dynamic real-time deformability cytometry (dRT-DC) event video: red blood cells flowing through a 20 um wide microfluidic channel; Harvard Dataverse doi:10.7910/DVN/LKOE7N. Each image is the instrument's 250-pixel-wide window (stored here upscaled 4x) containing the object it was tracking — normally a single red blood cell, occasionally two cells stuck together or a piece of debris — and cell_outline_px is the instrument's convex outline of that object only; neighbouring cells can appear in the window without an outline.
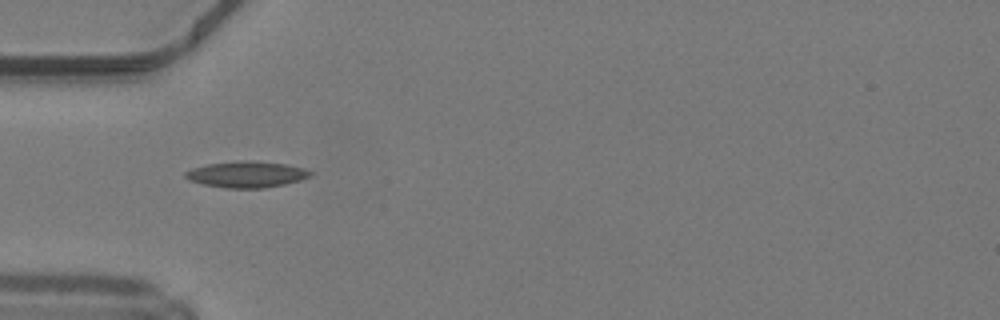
{"species": "common noctule bat (a hibernating species)", "species_latin": "Nyctalus noctula", "temperature_condition": "warm", "stored_images_in_passage": 33, "camera_frame_rate_fps": 3000, "um_per_image_px": 0.085, "animal": {"sex": "male", "body_mass_g": 19.2, "forearm_length_mm": 51.8}, "frame": {"image": 1, "passage_image": 1, "time_ms": 0.0, "image_size_px": [1000, 320], "cell_outline_px": [[312, 172], [308, 176], [300, 180], [284, 184], [264, 188], [224, 188], [204, 184], [188, 180], [184, 176], [184, 172], [192, 168], [208, 164], [244, 160], [256, 160], [284, 164], [300, 168]], "centroid_in_image_um": [20.9, 14.82], "position_along_channel_um": 64.1, "area_um2": 18.9}}
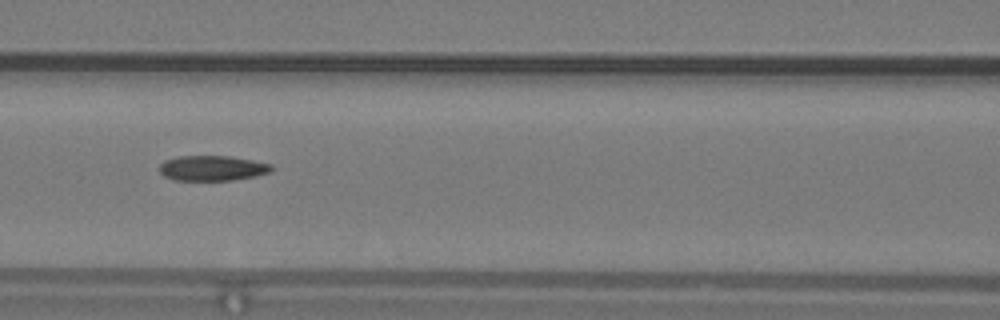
{"frame": {"image": 2, "passage_image": 7, "time_ms": 2.0, "image_size_px": [1000, 320], "cell_outline_px": [[272, 172], [256, 176], [232, 180], [172, 180], [164, 176], [160, 172], [160, 164], [164, 160], [180, 156], [228, 156], [252, 160], [272, 164]], "centroid_in_image_um": [18.05, 14.29], "position_along_channel_um": 148.6, "area_um2": 16.47}}
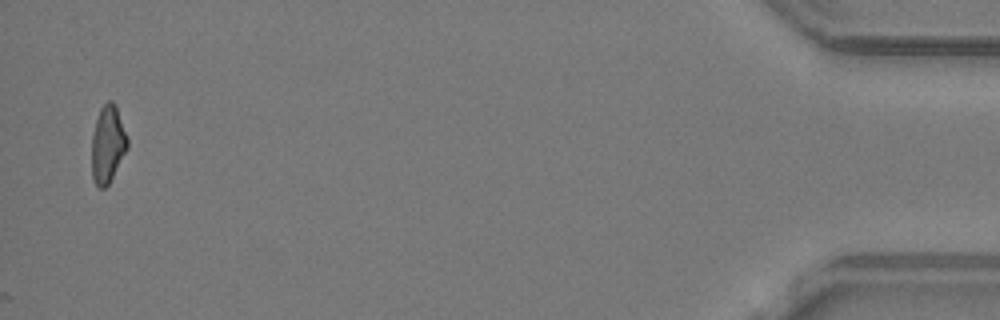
{"frame": {"image": 3, "passage_image": 33, "time_ms": 10.667, "image_size_px": [1000, 320], "cell_outline_px": [[128, 148], [108, 184], [104, 188], [100, 188], [92, 180], [92, 136], [96, 120], [100, 108], [108, 100], [112, 100], [116, 104], [128, 140]], "centroid_in_image_um": [9.15, 12.24], "position_along_channel_um": 426.0, "area_um2": 16.01}, "authors_computed_cell_mechanics": {"area_um2": 16.4152, "velocity_mm_per_s": 4.2505, "shape_relaxation_time_tau1_ms": null, "shape_relaxation_time_tau2_ms": 3.1274, "deformation_change_tau1": null, "deformation_change_tau2": 0.106}}